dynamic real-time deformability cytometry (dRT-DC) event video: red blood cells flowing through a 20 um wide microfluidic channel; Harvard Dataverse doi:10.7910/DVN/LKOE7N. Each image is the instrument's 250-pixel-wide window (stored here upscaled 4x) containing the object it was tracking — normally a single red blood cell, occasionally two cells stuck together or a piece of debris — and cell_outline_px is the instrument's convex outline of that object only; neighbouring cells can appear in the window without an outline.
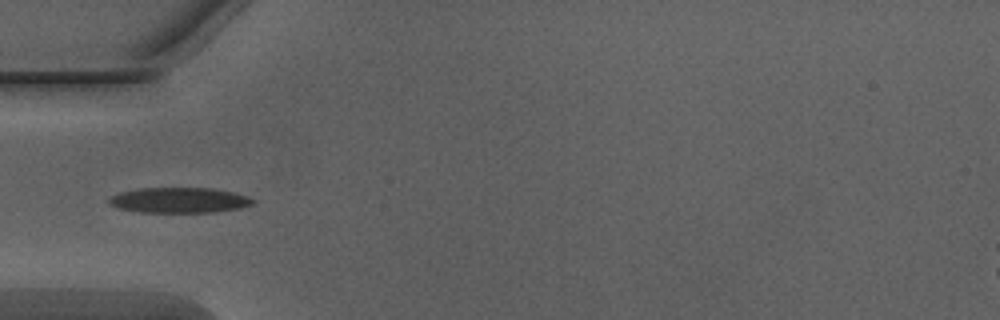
{"species": "Egyptian fruit bat (a non-hibernating species)", "species_latin": "Rousettus aegyptiacus", "temperature_condition": "warm", "stored_images_in_passage": 6, "camera_frame_rate_fps": 3000, "um_per_image_px": 0.085, "animal": {"sex": "male"}, "frame": {"image": 1, "passage_image": 1, "time_ms": 0.0, "image_size_px": [1000, 320], "cell_outline_px": [[256, 200], [252, 204], [240, 208], [216, 212], [136, 212], [116, 208], [108, 204], [108, 196], [120, 192], [136, 188], [212, 188], [232, 192], [248, 196]], "centroid_in_image_um": [15.17, 17.02], "position_along_channel_um": 69.8, "area_um2": 21.56}}
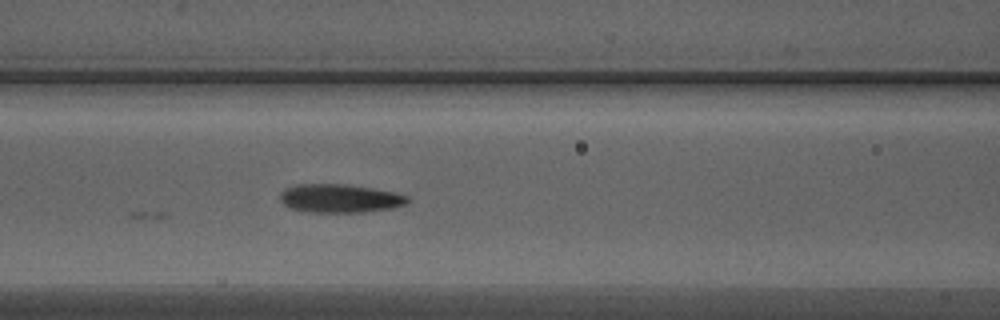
{"frame": {"image": 2, "passage_image": 6, "time_ms": 1.667, "image_size_px": [1000, 320], "cell_outline_px": [[408, 200], [404, 204], [392, 208], [360, 212], [304, 212], [292, 208], [284, 204], [280, 200], [280, 192], [284, 188], [296, 184], [344, 184], [372, 188], [396, 192], [408, 196]], "centroid_in_image_um": [28.84, 16.85], "position_along_channel_um": 137.8, "area_um2": 21.15}}